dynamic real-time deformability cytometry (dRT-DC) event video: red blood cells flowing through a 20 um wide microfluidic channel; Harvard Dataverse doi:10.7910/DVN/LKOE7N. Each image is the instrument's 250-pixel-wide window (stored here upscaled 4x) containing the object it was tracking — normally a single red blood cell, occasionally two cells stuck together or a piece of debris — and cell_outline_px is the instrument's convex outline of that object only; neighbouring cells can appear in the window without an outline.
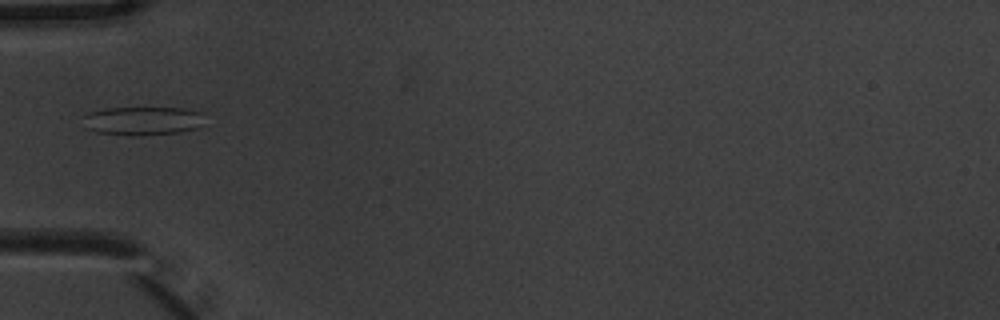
{"species": "common noctule bat (a hibernating species)", "species_latin": "Nyctalus noctula", "temperature_condition": "warm", "stored_images_in_passage": 1, "camera_frame_rate_fps": 3000, "um_per_image_px": 0.085, "animal": {"sex": "male", "body_mass_g": 20.1, "forearm_length_mm": 53.5}, "frame": {"image": 1, "passage_image": 1, "time_ms": 0.0, "image_size_px": [1000, 320], "cell_outline_px": [[204, 124], [196, 128], [180, 132], [140, 136], [132, 136], [96, 132], [84, 128], [84, 116], [88, 112], [108, 108], [180, 108], [204, 112]], "centroid_in_image_um": [12.14, 10.28], "position_along_channel_um": 72.9, "area_um2": 20.58}}